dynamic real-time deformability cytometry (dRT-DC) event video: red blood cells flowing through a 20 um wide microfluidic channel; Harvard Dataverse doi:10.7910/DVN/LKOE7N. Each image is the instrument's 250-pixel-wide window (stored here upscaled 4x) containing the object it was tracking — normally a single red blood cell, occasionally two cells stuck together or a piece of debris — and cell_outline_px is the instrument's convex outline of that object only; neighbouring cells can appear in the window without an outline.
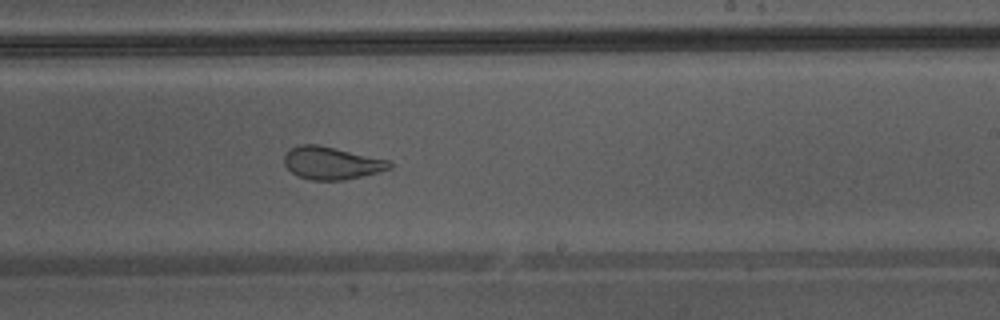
{"species": "Egyptian fruit bat (a non-hibernating species)", "species_latin": "Rousettus aegyptiacus", "temperature_condition": "warm", "stored_images_in_passage": 32, "camera_frame_rate_fps": 3000, "um_per_image_px": 0.085, "animal": {"sex": "male"}, "frame": {"image": 1, "passage_image": 19, "time_ms": 6.0, "image_size_px": [1000, 320], "cell_outline_px": [[392, 168], [344, 180], [312, 180], [300, 176], [292, 172], [284, 164], [284, 156], [292, 148], [300, 144], [316, 144], [388, 160], [392, 164]], "centroid_in_image_um": [28.16, 13.86], "position_along_channel_um": 260.8, "area_um2": 19.54}, "authors_computed_cell_mechanics": {"area_um2": 21.8484, "velocity_mm_per_s": 4.3625, "shape_relaxation_time_tau1_ms": null, "shape_relaxation_time_tau2_ms": 0.82, "deformation_change_tau1": null, "deformation_change_tau2": 0.0836}}